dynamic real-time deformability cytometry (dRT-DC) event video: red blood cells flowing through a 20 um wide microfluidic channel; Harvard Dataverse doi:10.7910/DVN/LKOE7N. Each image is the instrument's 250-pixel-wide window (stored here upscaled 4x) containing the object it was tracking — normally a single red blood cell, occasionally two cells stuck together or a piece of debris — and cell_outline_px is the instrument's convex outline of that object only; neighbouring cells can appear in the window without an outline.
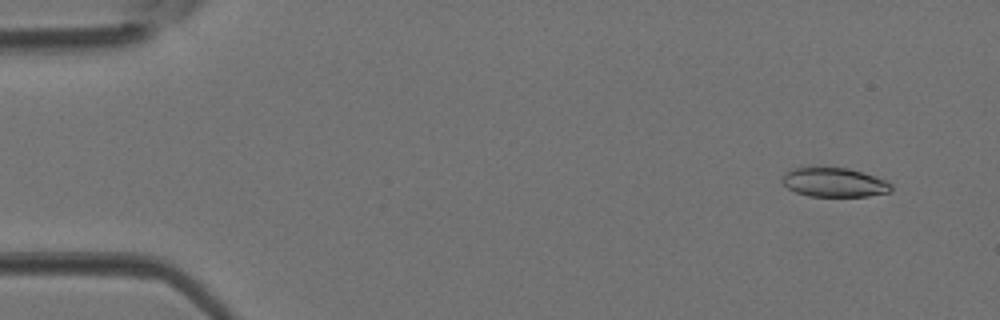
{"species": "Egyptian fruit bat (a non-hibernating species)", "species_latin": "Rousettus aegyptiacus", "temperature_condition": "room temperature", "stored_images_in_passage": 3, "camera_frame_rate_fps": 3000, "um_per_image_px": 0.085, "animal": {"sex": "female"}, "frame": {"image": 1, "passage_image": 1, "time_ms": 0.0, "image_size_px": [1000, 320], "cell_outline_px": [[892, 192], [868, 196], [808, 196], [796, 192], [788, 188], [780, 180], [784, 172], [792, 168], [848, 168], [888, 180], [892, 184]], "centroid_in_image_um": [70.93, 15.51], "position_along_channel_um": 14.1, "area_um2": 18.61}}